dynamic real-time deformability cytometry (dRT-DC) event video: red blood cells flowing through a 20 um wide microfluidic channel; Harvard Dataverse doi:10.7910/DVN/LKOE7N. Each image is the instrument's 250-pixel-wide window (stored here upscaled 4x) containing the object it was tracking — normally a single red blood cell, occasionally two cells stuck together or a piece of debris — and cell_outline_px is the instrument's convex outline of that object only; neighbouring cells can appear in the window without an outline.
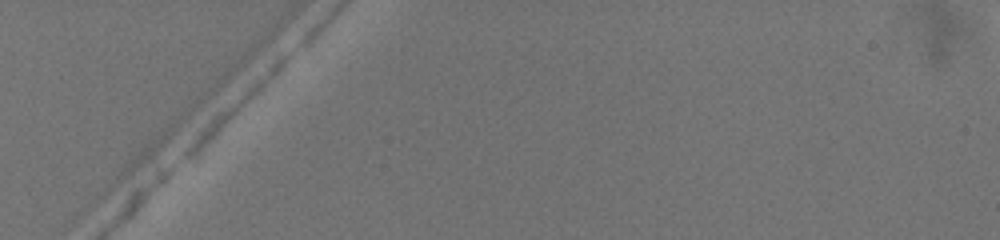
{"species": "common noctule bat (a hibernating species)", "species_latin": "Nyctalus noctula", "temperature_condition": "warm", "stored_images_in_passage": 1, "camera_frame_rate_fps": 3000, "um_per_image_px": 0.085, "animal": {"sex": "female", "body_mass_g": 19.5, "forearm_length_mm": 54.1}, "frame": {"image": 1, "passage_image": 1, "time_ms": 0.0, "image_size_px": [1000, 240], "cell_outline_px": [[292, 56], [236, 112], [188, 156], [180, 160], [184, 152], [196, 132], [216, 112], [284, 52], [292, 48]], "centroid_in_image_um": [20.01, 8.81], "position_along_channel_um": 65.0, "area_um2": 11.96}}